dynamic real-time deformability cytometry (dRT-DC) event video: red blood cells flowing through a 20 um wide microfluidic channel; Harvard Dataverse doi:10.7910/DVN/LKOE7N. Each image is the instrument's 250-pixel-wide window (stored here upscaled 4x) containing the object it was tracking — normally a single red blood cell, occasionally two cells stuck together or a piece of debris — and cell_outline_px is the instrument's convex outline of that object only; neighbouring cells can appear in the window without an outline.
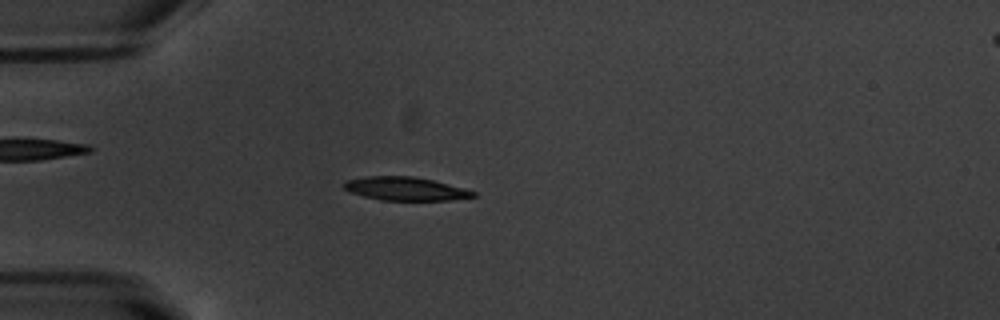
{"species": "common noctule bat (a hibernating species)", "species_latin": "Nyctalus noctula", "temperature_condition": "warm", "stored_images_in_passage": 53, "camera_frame_rate_fps": 3000, "um_per_image_px": 0.085, "animal": {"sex": "male", "body_mass_g": 20.1, "forearm_length_mm": 53.5}, "frame": {"image": 1, "passage_image": 15, "time_ms": 4.667, "image_size_px": [1000, 320], "cell_outline_px": [[476, 196], [452, 200], [380, 200], [364, 196], [352, 192], [344, 188], [340, 184], [344, 180], [364, 176], [412, 176], [432, 180], [464, 188], [476, 192]], "centroid_in_image_um": [34.41, 16.03], "position_along_channel_um": 50.6, "area_um2": 17.69}}
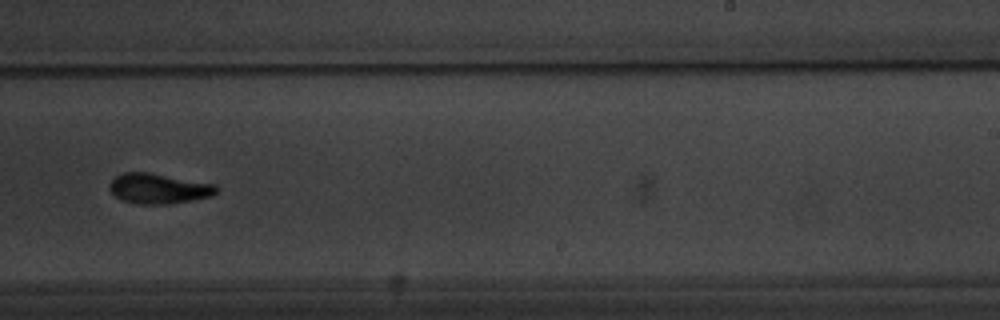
{"frame": {"image": 2, "passage_image": 34, "time_ms": 11.0, "image_size_px": [1000, 320], "cell_outline_px": [[220, 188], [212, 196], [192, 200], [168, 204], [140, 204], [120, 200], [108, 188], [108, 184], [120, 172], [148, 172], [216, 184]], "centroid_in_image_um": [13.48, 16.02], "position_along_channel_um": 275.5, "area_um2": 18.96}}
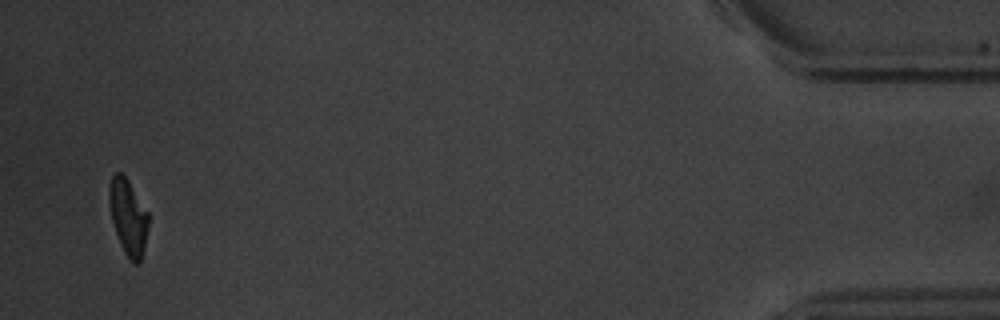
{"frame": {"image": 3, "passage_image": 52, "time_ms": 17.0, "image_size_px": [1000, 320], "cell_outline_px": [[148, 228], [144, 248], [140, 264], [136, 264], [124, 252], [120, 244], [112, 220], [108, 200], [108, 188], [112, 176], [116, 172], [120, 172], [128, 180], [148, 212]], "centroid_in_image_um": [10.89, 18.43], "position_along_channel_um": 424.3, "area_um2": 17.17}, "authors_computed_cell_mechanics": {"area_um2": 18.1492, "velocity_mm_per_s": 3.7752, "shape_relaxation_time_tau1_ms": 4.1904, "shape_relaxation_time_tau2_ms": 3.619, "deformation_change_tau1": 0.1719, "deformation_change_tau2": 0.1107}}